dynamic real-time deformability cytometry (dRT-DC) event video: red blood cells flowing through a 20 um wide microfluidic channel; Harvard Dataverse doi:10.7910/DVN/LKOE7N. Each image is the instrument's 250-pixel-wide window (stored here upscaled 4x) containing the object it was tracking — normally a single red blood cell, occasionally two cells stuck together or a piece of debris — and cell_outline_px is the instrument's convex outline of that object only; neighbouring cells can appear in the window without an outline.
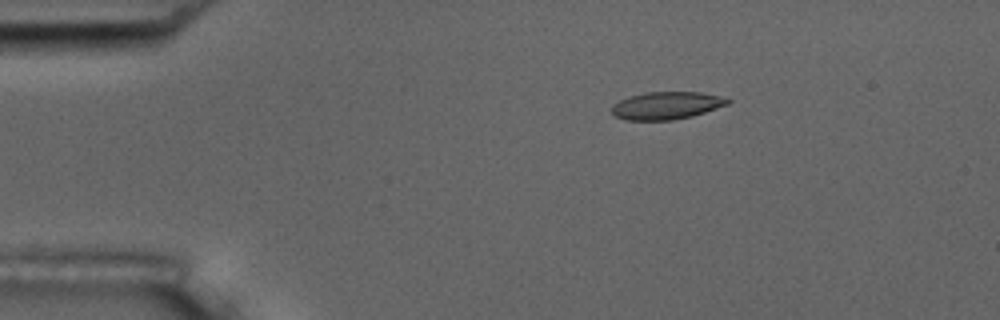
{"species": "common noctule bat (a hibernating species)", "species_latin": "Nyctalus noctula", "temperature_condition": "room temperature", "stored_images_in_passage": 6, "camera_frame_rate_fps": 3000, "um_per_image_px": 0.085, "animal": {"sex": "male", "body_mass_g": 17.5, "forearm_length_mm": 52.3}, "frame": {"image": 1, "passage_image": 3, "time_ms": 2.333, "image_size_px": [1000, 320], "cell_outline_px": [[732, 100], [728, 104], [692, 116], [672, 120], [624, 120], [616, 116], [612, 112], [612, 104], [628, 96], [644, 92], [700, 92], [728, 96]], "centroid_in_image_um": [56.68, 8.95], "position_along_channel_um": 28.3, "area_um2": 18.84}}